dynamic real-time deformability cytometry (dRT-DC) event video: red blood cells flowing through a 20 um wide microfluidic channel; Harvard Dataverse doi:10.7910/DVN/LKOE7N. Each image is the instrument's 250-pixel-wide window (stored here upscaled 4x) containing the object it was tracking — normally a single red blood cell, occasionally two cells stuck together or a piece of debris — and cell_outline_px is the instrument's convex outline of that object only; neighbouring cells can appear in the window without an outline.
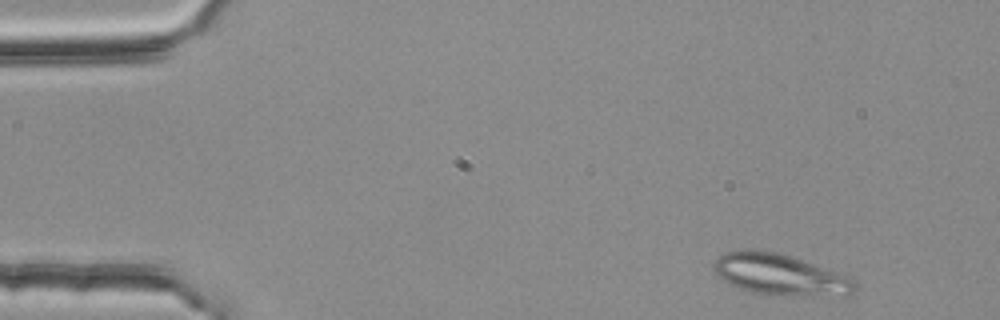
{"species": "common noctule bat (a hibernating species)", "species_latin": "Nyctalus noctula", "temperature_condition": "room temperature", "stored_images_in_passage": 2, "camera_frame_rate_fps": 3000, "um_per_image_px": 0.085, "animal": {"sex": "female", "body_mass_g": 25.1}, "frame": {"image": 1, "passage_image": 1, "time_ms": 0.0, "image_size_px": [1000, 320], "cell_outline_px": [[856, 288], [848, 296], [812, 300], [752, 292], [740, 288], [716, 276], [712, 268], [712, 264], [724, 252], [744, 248], [752, 248], [776, 252], [800, 260], [856, 280]], "centroid_in_image_um": [66.33, 23.41], "position_along_channel_um": 18.7, "area_um2": 34.8}}